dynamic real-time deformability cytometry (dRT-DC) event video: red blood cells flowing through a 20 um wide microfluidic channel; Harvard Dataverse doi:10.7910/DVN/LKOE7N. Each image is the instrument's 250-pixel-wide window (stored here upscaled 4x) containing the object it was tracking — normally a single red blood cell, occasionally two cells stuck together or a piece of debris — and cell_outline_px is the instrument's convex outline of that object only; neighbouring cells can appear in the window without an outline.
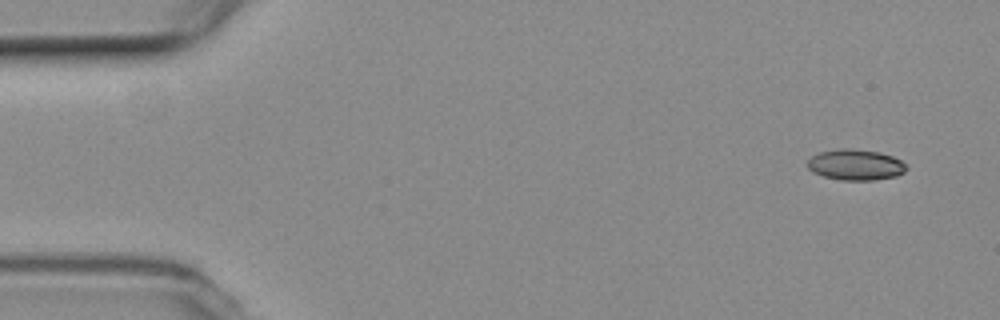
{"species": "common noctule bat (a hibernating species)", "species_latin": "Nyctalus noctula", "temperature_condition": "room temperature", "stored_images_in_passage": 52, "camera_frame_rate_fps": 3000, "um_per_image_px": 0.085, "animal": {"sex": "female", "body_mass_g": 19.3, "forearm_length_mm": 54.1}, "frame": {"image": 1, "passage_image": 1, "time_ms": 0.0, "image_size_px": [1000, 320], "cell_outline_px": [[908, 168], [904, 172], [896, 176], [876, 180], [840, 180], [824, 176], [812, 172], [808, 168], [808, 160], [812, 156], [820, 152], [840, 148], [848, 148], [880, 152], [892, 156], [900, 160]], "centroid_in_image_um": [72.72, 14.01], "position_along_channel_um": 12.3, "area_um2": 17.74}}
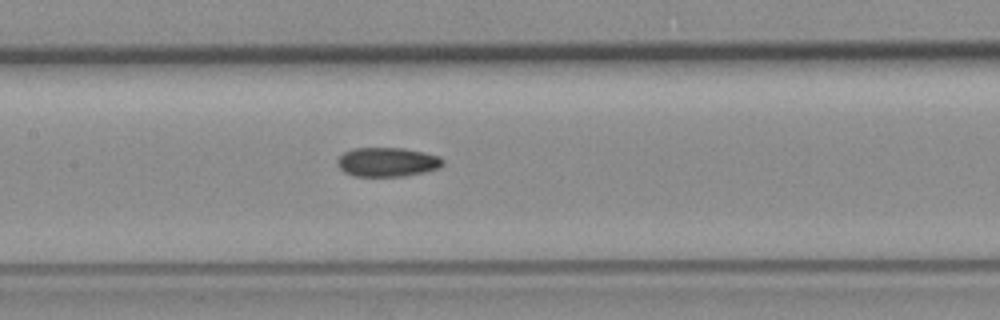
{"frame": {"image": 2, "passage_image": 23, "time_ms": 7.333, "image_size_px": [1000, 320], "cell_outline_px": [[444, 164], [440, 168], [424, 172], [404, 176], [352, 176], [344, 172], [336, 164], [336, 160], [344, 152], [352, 148], [404, 148], [424, 152], [440, 156], [444, 160]], "centroid_in_image_um": [32.92, 13.77], "position_along_channel_um": 174.5, "area_um2": 18.15}}
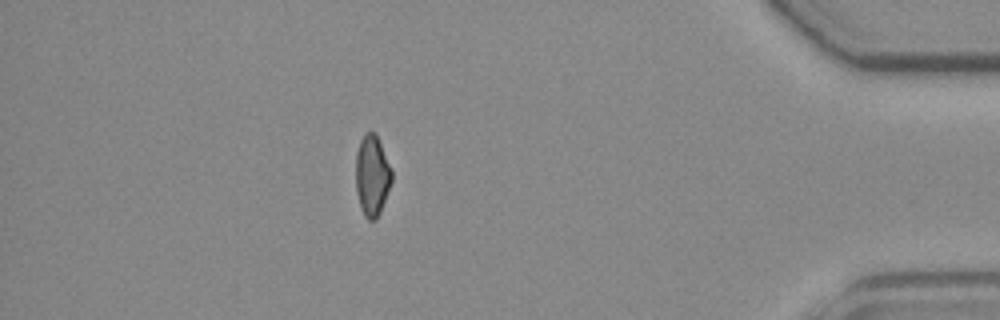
{"frame": {"image": 3, "passage_image": 45, "time_ms": 14.667, "image_size_px": [1000, 320], "cell_outline_px": [[392, 180], [380, 212], [376, 220], [368, 220], [364, 216], [360, 208], [356, 192], [356, 152], [360, 140], [368, 132], [376, 132], [392, 172]], "centroid_in_image_um": [31.61, 14.94], "position_along_channel_um": 403.6, "area_um2": 16.88}, "authors_computed_cell_mechanics": {"area_um2": 17.7446, "velocity_mm_per_s": 3.8083, "shape_relaxation_time_tau1_ms": null, "shape_relaxation_time_tau2_ms": 5.7756, "deformation_change_tau1": null, "deformation_change_tau2": 0.1056}}